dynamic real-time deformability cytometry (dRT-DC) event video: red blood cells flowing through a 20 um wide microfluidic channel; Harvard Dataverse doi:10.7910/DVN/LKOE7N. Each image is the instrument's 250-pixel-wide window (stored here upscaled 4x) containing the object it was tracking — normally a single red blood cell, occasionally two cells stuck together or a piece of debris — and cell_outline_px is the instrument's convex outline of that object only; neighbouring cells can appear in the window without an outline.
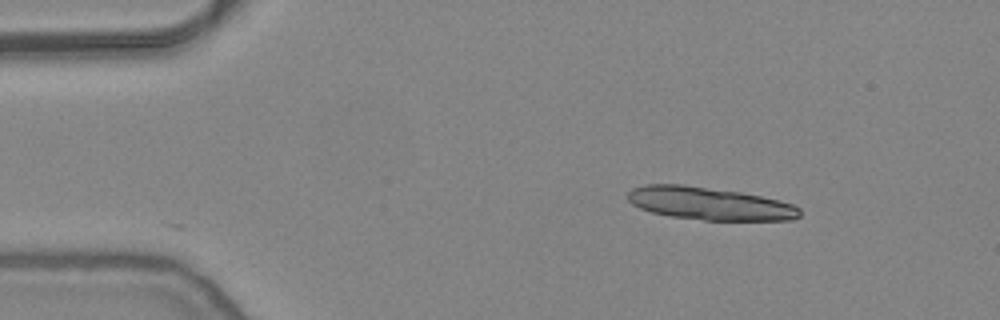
{"species": "common noctule bat (a hibernating species)", "species_latin": "Nyctalus noctula", "temperature_condition": "warm", "stored_images_in_passage": 33, "segment_of_instrument_passage": [1, 2], "camera_frame_rate_fps": 3000, "um_per_image_px": 0.085, "animal": {"sex": "female", "body_mass_g": 24.6, "forearm_length_mm": 56.2}, "frame": {"image": 1, "passage_image": 1, "time_ms": 0.0, "image_size_px": [1000, 320], "cell_outline_px": [[800, 216], [792, 220], [704, 220], [668, 216], [652, 212], [640, 208], [632, 204], [628, 200], [628, 192], [632, 188], [644, 184], [684, 184], [740, 192], [760, 196], [792, 204], [800, 208]], "centroid_in_image_um": [60.27, 17.3], "position_along_channel_um": 24.7, "area_um2": 32.83}}